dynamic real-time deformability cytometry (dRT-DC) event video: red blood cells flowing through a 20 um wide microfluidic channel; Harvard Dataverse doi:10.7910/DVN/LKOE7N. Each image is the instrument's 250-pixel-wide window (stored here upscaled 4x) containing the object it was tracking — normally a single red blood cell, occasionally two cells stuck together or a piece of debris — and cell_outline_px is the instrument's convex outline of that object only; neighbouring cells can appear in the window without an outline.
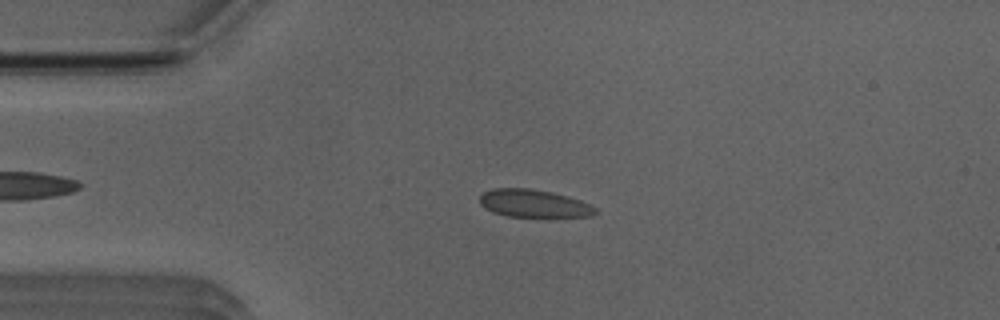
{"species": "Egyptian fruit bat (a non-hibernating species)", "species_latin": "Rousettus aegyptiacus", "temperature_condition": "room temperature", "stored_images_in_passage": 50, "camera_frame_rate_fps": 3000, "um_per_image_px": 0.085, "animal": {"sex": "male"}, "frame": {"image": 1, "passage_image": 10, "time_ms": 3.0, "image_size_px": [1000, 320], "cell_outline_px": [[600, 212], [592, 216], [548, 220], [508, 216], [492, 212], [484, 208], [480, 204], [480, 196], [484, 192], [492, 188], [528, 188], [552, 192], [568, 196], [580, 200], [596, 208]], "centroid_in_image_um": [45.44, 17.36], "position_along_channel_um": 39.6, "area_um2": 19.83}}
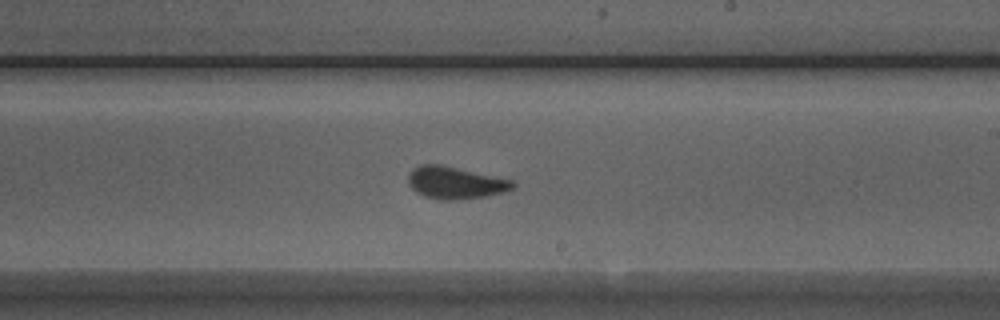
{"frame": {"image": 2, "passage_image": 28, "time_ms": 9.0, "image_size_px": [1000, 320], "cell_outline_px": [[516, 184], [512, 188], [504, 192], [484, 196], [456, 200], [440, 200], [424, 196], [416, 192], [408, 184], [408, 176], [412, 168], [420, 164], [440, 164], [512, 180]], "centroid_in_image_um": [38.65, 15.53], "position_along_channel_um": 250.3, "area_um2": 19.54}}
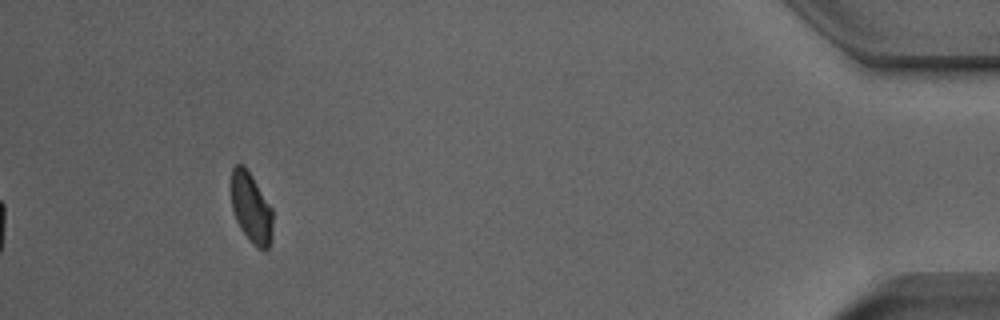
{"frame": {"image": 3, "passage_image": 46, "time_ms": 15.0, "image_size_px": [1000, 320], "cell_outline_px": [[272, 240], [268, 248], [264, 252], [256, 248], [240, 228], [236, 220], [232, 208], [232, 168], [236, 164], [244, 164], [252, 176], [272, 208]], "centroid_in_image_um": [21.36, 17.71], "position_along_channel_um": 413.8, "area_um2": 17.05}, "authors_computed_cell_mechanics": {"area_um2": 19.2763, "velocity_mm_per_s": 3.923, "shape_relaxation_time_tau1_ms": 3.1842, "shape_relaxation_time_tau2_ms": null, "deformation_change_tau1": 0.0901, "deformation_change_tau2": null}}